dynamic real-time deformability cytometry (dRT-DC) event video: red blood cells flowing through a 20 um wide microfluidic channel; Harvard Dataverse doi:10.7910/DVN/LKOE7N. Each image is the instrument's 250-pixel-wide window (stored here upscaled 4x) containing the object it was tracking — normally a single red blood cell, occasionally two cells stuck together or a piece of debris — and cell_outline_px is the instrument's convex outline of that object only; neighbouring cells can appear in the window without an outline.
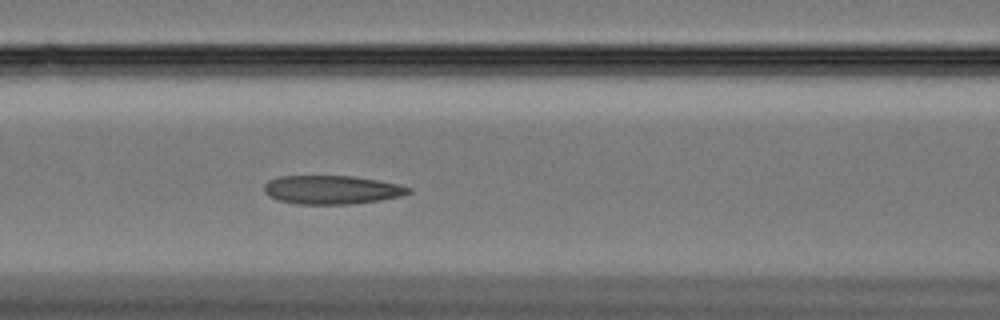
{"species": "Egyptian fruit bat (a non-hibernating species)", "species_latin": "Rousettus aegyptiacus", "temperature_condition": "cold", "stored_images_in_passage": 44, "camera_frame_rate_fps": 3000, "um_per_image_px": 0.085, "animal": {"sex": "female"}, "frame": {"image": 1, "passage_image": 17, "time_ms": 5.333, "image_size_px": [1000, 320], "cell_outline_px": [[412, 192], [400, 196], [380, 200], [352, 204], [296, 204], [276, 200], [268, 196], [264, 192], [264, 184], [268, 180], [280, 176], [352, 176], [400, 184], [412, 188]], "centroid_in_image_um": [28.18, 16.13], "position_along_channel_um": 138.4, "area_um2": 24.28}}
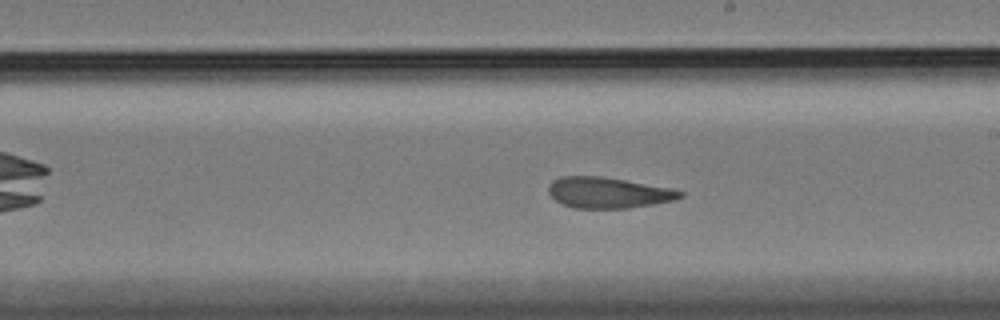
{"frame": {"image": 2, "passage_image": 26, "time_ms": 8.333, "image_size_px": [1000, 320], "cell_outline_px": [[684, 196], [672, 200], [652, 204], [628, 208], [572, 208], [560, 204], [548, 192], [548, 188], [552, 180], [560, 176], [600, 176], [624, 180], [668, 188], [684, 192]], "centroid_in_image_um": [51.63, 16.38], "position_along_channel_um": 237.4, "area_um2": 23.47}}
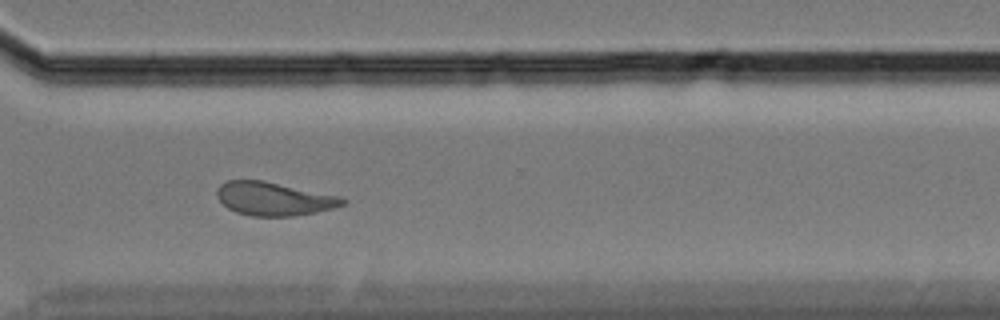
{"frame": {"image": 3, "passage_image": 36, "time_ms": 11.667, "image_size_px": [1000, 320], "cell_outline_px": [[348, 200], [344, 204], [332, 208], [316, 212], [296, 216], [252, 216], [236, 212], [228, 208], [216, 196], [216, 192], [220, 184], [228, 180], [264, 180], [340, 196]], "centroid_in_image_um": [23.28, 16.89], "position_along_channel_um": 347.3, "area_um2": 24.51}, "authors_computed_cell_mechanics": {"area_um2": 24.4494, "velocity_mm_per_s": 3.3007, "shape_relaxation_time_tau1_ms": null, "shape_relaxation_time_tau2_ms": 3.5892, "deformation_change_tau1": null, "deformation_change_tau2": 0.1064}}